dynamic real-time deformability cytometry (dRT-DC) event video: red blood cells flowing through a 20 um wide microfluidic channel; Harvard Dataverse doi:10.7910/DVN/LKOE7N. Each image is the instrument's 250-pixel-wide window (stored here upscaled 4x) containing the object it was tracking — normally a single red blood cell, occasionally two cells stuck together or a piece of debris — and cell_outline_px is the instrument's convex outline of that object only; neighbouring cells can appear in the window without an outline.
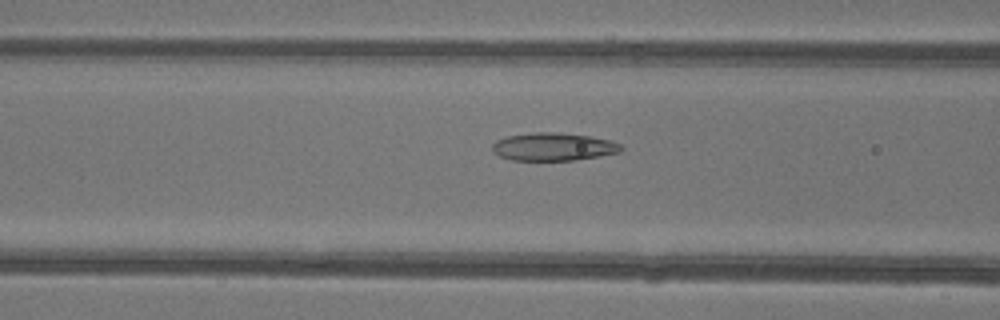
{"species": "common noctule bat (a hibernating species)", "species_latin": "Nyctalus noctula", "temperature_condition": "warm", "stored_images_in_passage": 50, "camera_frame_rate_fps": 3000, "um_per_image_px": 0.085, "animal": {"sex": "female"}, "frame": {"image": 1, "passage_image": 21, "time_ms": 6.667, "image_size_px": [1000, 320], "cell_outline_px": [[624, 148], [620, 152], [600, 156], [572, 160], [512, 160], [500, 156], [492, 152], [492, 144], [496, 140], [508, 136], [532, 132], [556, 132], [588, 136], [608, 140], [620, 144]], "centroid_in_image_um": [47.01, 12.47], "position_along_channel_um": 119.6, "area_um2": 20.87}}
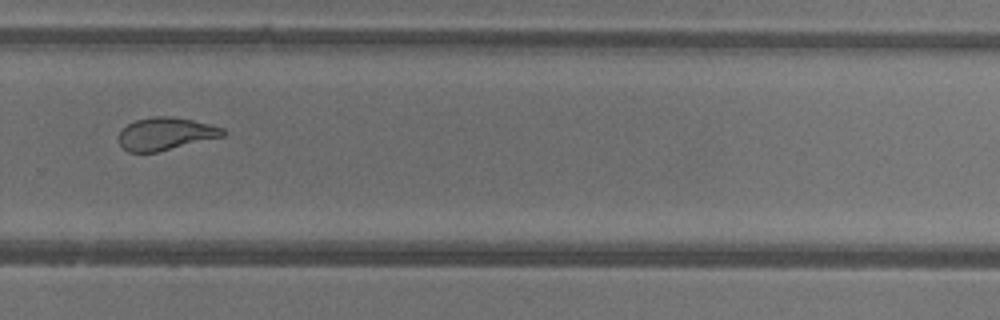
{"frame": {"image": 2, "passage_image": 35, "time_ms": 11.333, "image_size_px": [1000, 320], "cell_outline_px": [[228, 132], [224, 136], [156, 152], [128, 152], [120, 144], [120, 128], [136, 120], [152, 116], [172, 116], [212, 124], [224, 128]], "centroid_in_image_um": [14.11, 11.36], "position_along_channel_um": 315.7, "area_um2": 19.83}}
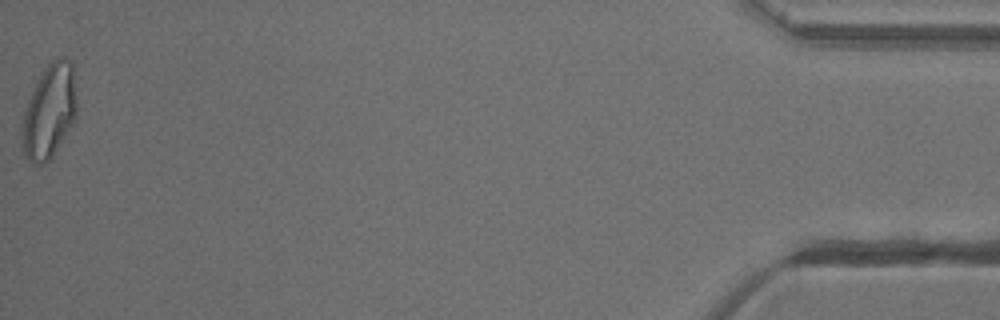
{"frame": {"image": 3, "passage_image": 50, "time_ms": 16.333, "image_size_px": [1000, 320], "cell_outline_px": [[76, 116], [52, 156], [44, 164], [36, 164], [28, 160], [24, 156], [20, 148], [20, 128], [24, 112], [28, 100], [44, 68], [52, 60], [72, 60], [76, 96]], "centroid_in_image_um": [4.14, 9.52], "position_along_channel_um": 431.1, "area_um2": 29.77}, "authors_computed_cell_mechanics": {"area_um2": 22.9755, "velocity_mm_per_s": 4.2105, "shape_relaxation_time_tau1_ms": null, "shape_relaxation_time_tau2_ms": 1.9705, "deformation_change_tau1": null, "deformation_change_tau2": 0.0832}}